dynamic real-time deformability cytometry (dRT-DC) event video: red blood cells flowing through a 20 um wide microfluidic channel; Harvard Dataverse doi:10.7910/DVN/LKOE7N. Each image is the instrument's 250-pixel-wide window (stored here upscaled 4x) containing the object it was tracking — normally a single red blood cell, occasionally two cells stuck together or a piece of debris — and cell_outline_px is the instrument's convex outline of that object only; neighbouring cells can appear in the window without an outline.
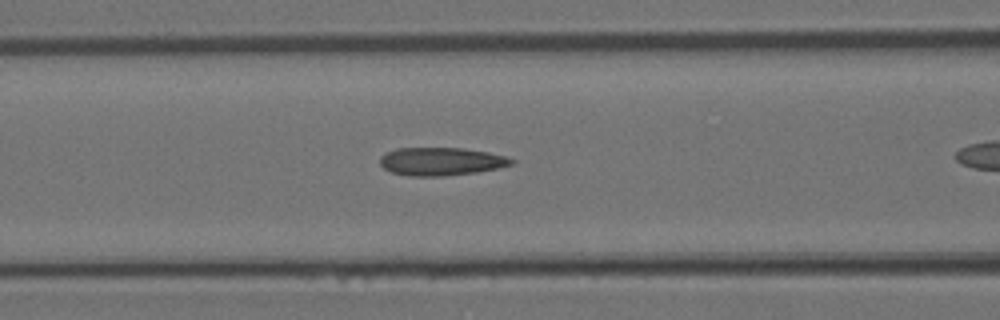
{"species": "Egyptian fruit bat (a non-hibernating species)", "species_latin": "Rousettus aegyptiacus", "temperature_condition": "room temperature", "stored_images_in_passage": 24, "camera_frame_rate_fps": 3000, "um_per_image_px": 0.085, "animal": {"sex": "female"}, "frame": {"image": 1, "passage_image": 7, "time_ms": 2.0, "image_size_px": [1000, 320], "cell_outline_px": [[516, 160], [512, 164], [496, 168], [476, 172], [444, 176], [408, 176], [392, 172], [384, 168], [380, 164], [380, 156], [384, 152], [396, 148], [464, 148], [488, 152], [504, 156]], "centroid_in_image_um": [37.45, 13.71], "position_along_channel_um": 129.2, "area_um2": 21.5}}
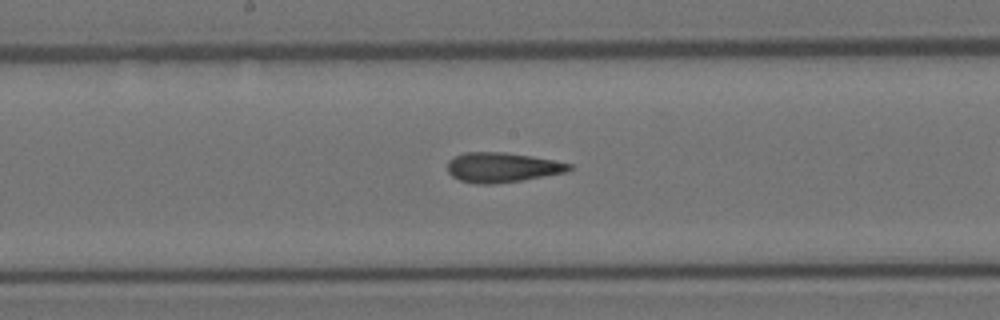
{"frame": {"image": 2, "passage_image": 12, "time_ms": 3.667, "image_size_px": [1000, 320], "cell_outline_px": [[572, 168], [564, 172], [524, 180], [492, 184], [476, 184], [460, 180], [452, 176], [448, 172], [448, 160], [464, 152], [504, 152], [532, 156], [572, 164]], "centroid_in_image_um": [42.65, 14.23], "position_along_channel_um": 205.5, "area_um2": 21.04}}
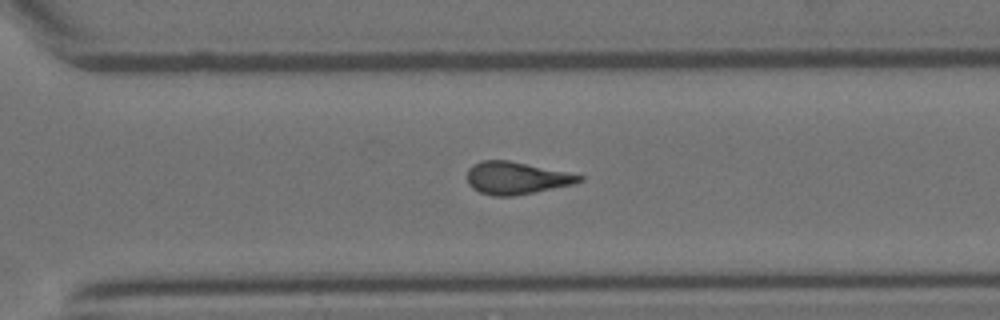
{"frame": {"image": 3, "passage_image": 20, "time_ms": 6.333, "image_size_px": [1000, 320], "cell_outline_px": [[584, 180], [572, 184], [512, 196], [492, 196], [480, 192], [472, 188], [468, 184], [468, 168], [472, 164], [480, 160], [508, 160], [568, 172], [584, 176]], "centroid_in_image_um": [43.85, 15.12], "position_along_channel_um": 326.8, "area_um2": 21.04}}